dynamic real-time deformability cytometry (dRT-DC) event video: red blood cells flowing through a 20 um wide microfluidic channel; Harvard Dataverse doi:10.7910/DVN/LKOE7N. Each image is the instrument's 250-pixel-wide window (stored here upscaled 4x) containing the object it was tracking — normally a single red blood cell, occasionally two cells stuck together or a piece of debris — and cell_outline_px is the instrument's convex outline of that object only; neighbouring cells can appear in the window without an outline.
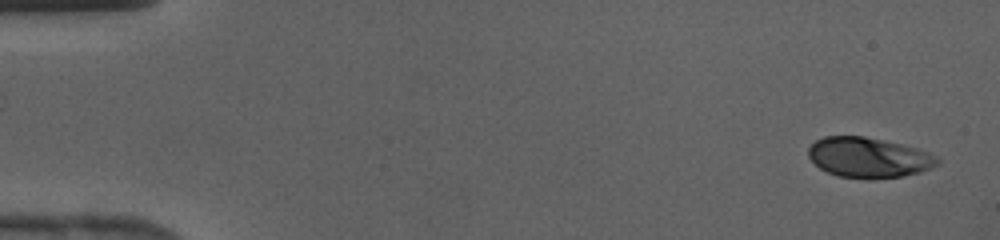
{"species": "human", "species_latin": "Homo sapiens", "temperature_condition": "cold", "stored_images_in_passage": 42, "camera_frame_rate_fps": 3000, "um_per_image_px": 0.085, "donor": {"sex": "female"}, "frame": {"image": 1, "passage_image": 1, "time_ms": 0.0, "image_size_px": [1000, 240], "cell_outline_px": [[940, 164], [932, 168], [920, 172], [904, 176], [836, 176], [820, 168], [808, 156], [808, 148], [816, 140], [824, 136], [864, 136], [884, 140], [916, 148], [928, 152], [936, 156], [940, 160]], "centroid_in_image_um": [73.84, 13.35], "position_along_channel_um": 11.2, "area_um2": 29.54}}
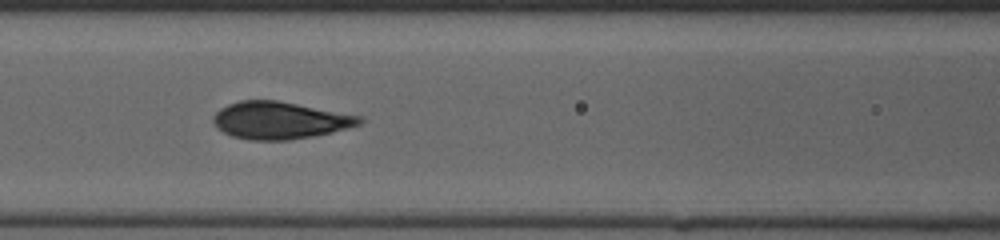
{"frame": {"image": 2, "passage_image": 18, "time_ms": 5.667, "image_size_px": [1000, 240], "cell_outline_px": [[364, 120], [360, 124], [332, 132], [312, 136], [288, 140], [248, 140], [232, 136], [216, 128], [212, 120], [212, 116], [220, 108], [228, 104], [240, 100], [276, 100], [360, 116]], "centroid_in_image_um": [23.72, 10.23], "position_along_channel_um": 142.9, "area_um2": 31.56}}
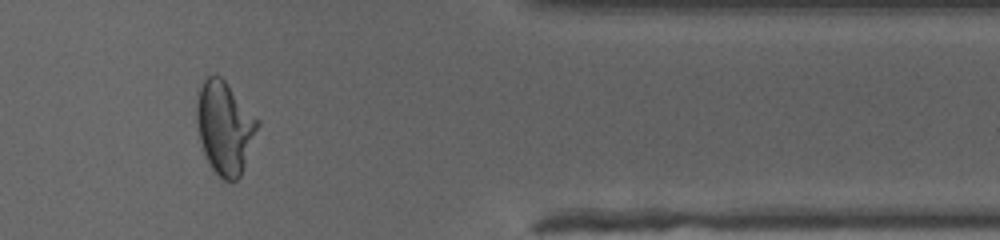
{"frame": {"image": 3, "passage_image": 35, "time_ms": 11.333, "image_size_px": [1000, 240], "cell_outline_px": [[260, 124], [240, 176], [236, 180], [224, 180], [212, 168], [204, 152], [200, 140], [196, 124], [196, 104], [200, 88], [204, 80], [208, 76], [220, 76], [224, 80], [260, 120]], "centroid_in_image_um": [19.11, 10.83], "position_along_channel_um": 392.3, "area_um2": 32.48}}